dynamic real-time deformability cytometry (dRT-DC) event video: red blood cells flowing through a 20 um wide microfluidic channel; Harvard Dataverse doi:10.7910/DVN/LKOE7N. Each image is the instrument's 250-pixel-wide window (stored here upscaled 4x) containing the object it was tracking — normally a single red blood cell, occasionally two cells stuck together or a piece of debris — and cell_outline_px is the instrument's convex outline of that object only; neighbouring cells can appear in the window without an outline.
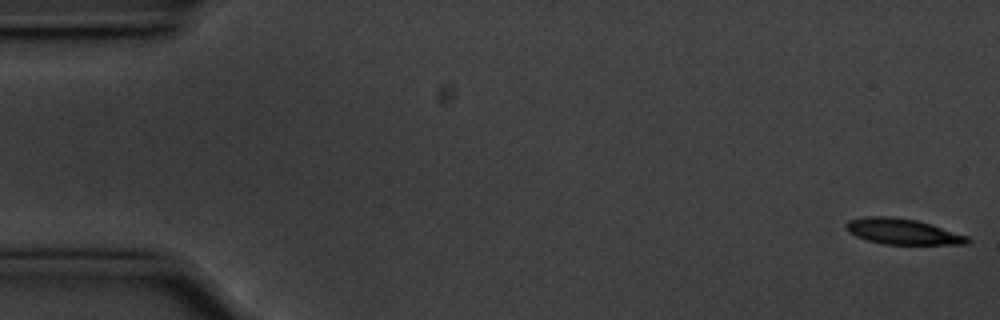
{"species": "common noctule bat (a hibernating species)", "species_latin": "Nyctalus noctula", "temperature_condition": "cold", "stored_images_in_passage": 56, "camera_frame_rate_fps": 3000, "um_per_image_px": 0.085, "animal": {"sex": "male", "body_mass_g": 20.1, "forearm_length_mm": 53.5}, "frame": {"image": 1, "passage_image": 1, "time_ms": 0.0, "image_size_px": [1000, 320], "cell_outline_px": [[972, 240], [968, 244], [884, 244], [868, 240], [856, 236], [848, 232], [844, 228], [844, 224], [848, 220], [868, 216], [892, 216], [916, 220], [932, 224], [968, 236]], "centroid_in_image_um": [76.71, 19.67], "position_along_channel_um": 8.3, "area_um2": 18.32}}
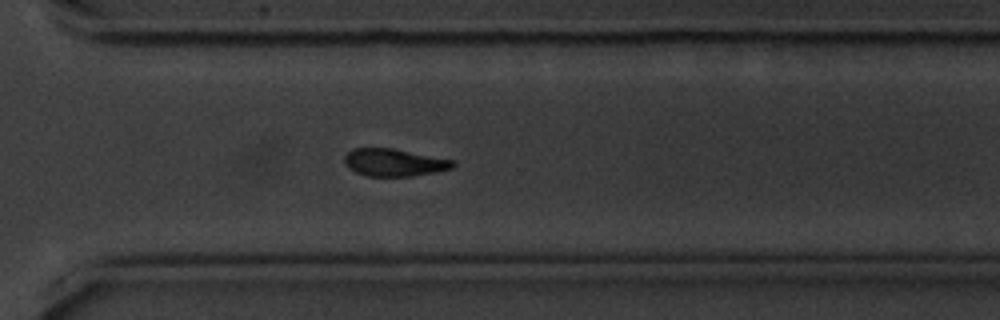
{"frame": {"image": 2, "passage_image": 40, "time_ms": 13.0, "image_size_px": [1000, 320], "cell_outline_px": [[456, 164], [452, 168], [436, 172], [412, 176], [368, 176], [356, 172], [348, 168], [344, 164], [344, 156], [352, 148], [392, 148], [456, 160]], "centroid_in_image_um": [33.51, 13.81], "position_along_channel_um": 337.1, "area_um2": 17.51}}
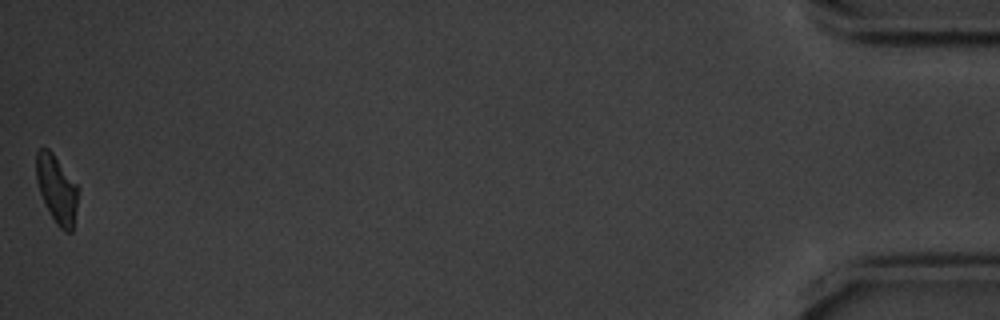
{"frame": {"image": 3, "passage_image": 56, "time_ms": 18.333, "image_size_px": [1000, 320], "cell_outline_px": [[80, 188], [72, 232], [64, 232], [56, 224], [44, 204], [36, 180], [36, 152], [40, 148], [48, 148], [52, 152]], "centroid_in_image_um": [4.83, 16.09], "position_along_channel_um": 430.4, "area_um2": 16.76}, "authors_computed_cell_mechanics": {"area_um2": 18.3226, "velocity_mm_per_s": 3.5423, "shape_relaxation_time_tau1_ms": 1.8105, "shape_relaxation_time_tau2_ms": null, "deformation_change_tau1": 0.1502, "deformation_change_tau2": null}}